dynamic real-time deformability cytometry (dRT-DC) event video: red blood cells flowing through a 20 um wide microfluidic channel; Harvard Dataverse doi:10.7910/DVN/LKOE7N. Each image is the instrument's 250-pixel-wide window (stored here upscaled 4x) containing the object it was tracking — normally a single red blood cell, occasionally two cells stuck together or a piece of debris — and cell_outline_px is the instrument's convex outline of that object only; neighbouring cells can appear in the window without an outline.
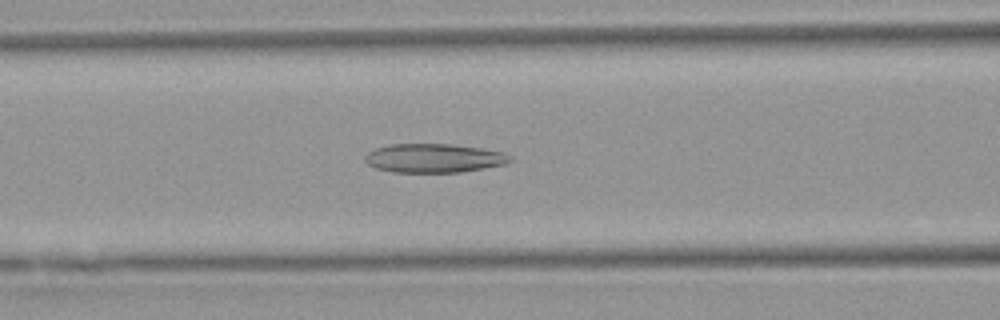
{"species": "Egyptian fruit bat (a non-hibernating species)", "species_latin": "Rousettus aegyptiacus", "temperature_condition": "warm", "stored_images_in_passage": 27, "camera_frame_rate_fps": 3000, "um_per_image_px": 0.085, "animal": {"sex": "female"}, "frame": {"image": 1, "passage_image": 8, "time_ms": 2.333, "image_size_px": [1000, 320], "cell_outline_px": [[512, 160], [504, 164], [460, 172], [392, 172], [376, 168], [368, 164], [364, 160], [364, 156], [368, 152], [376, 148], [392, 144], [452, 144], [480, 148], [504, 152], [512, 156]], "centroid_in_image_um": [36.87, 13.44], "position_along_channel_um": 129.7, "area_um2": 24.33}}
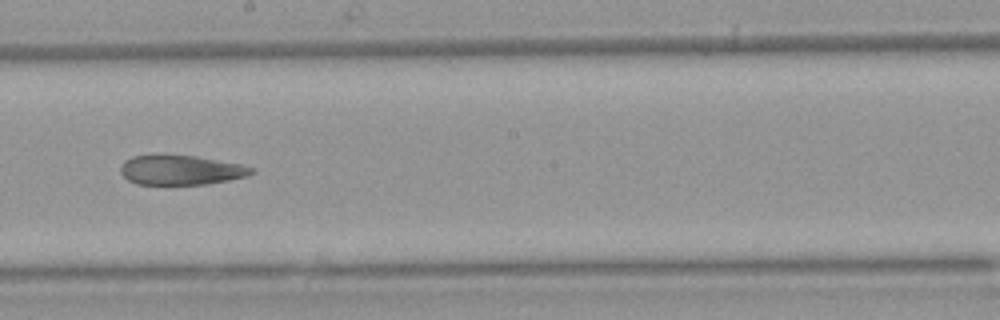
{"frame": {"image": 2, "passage_image": 16, "time_ms": 5.0, "image_size_px": [1000, 320], "cell_outline_px": [[256, 172], [248, 176], [228, 180], [204, 184], [136, 184], [128, 180], [120, 172], [120, 164], [124, 160], [132, 156], [196, 156], [244, 164], [256, 168]], "centroid_in_image_um": [15.43, 14.46], "position_along_channel_um": 232.8, "area_um2": 22.6}}
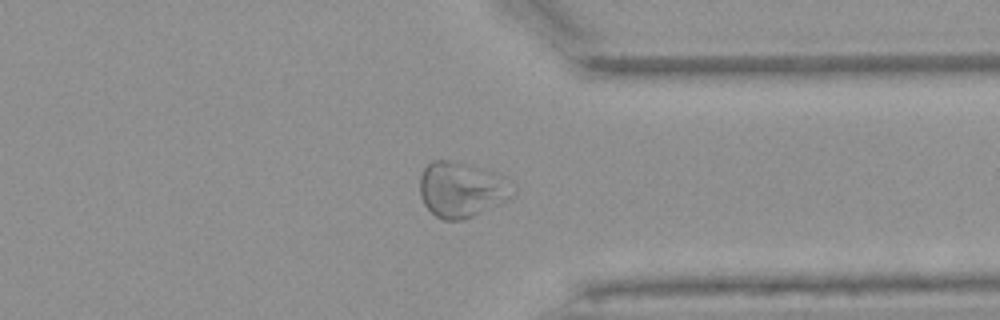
{"frame": {"image": 3, "passage_image": 27, "time_ms": 8.667, "image_size_px": [1000, 320], "cell_outline_px": [[516, 192], [508, 200], [472, 216], [460, 220], [444, 220], [436, 216], [424, 204], [420, 196], [420, 176], [424, 168], [432, 160], [448, 160], [488, 168], [504, 176]], "centroid_in_image_um": [39.25, 16.09], "position_along_channel_um": 372.2, "area_um2": 30.17}, "authors_computed_cell_mechanics": {"area_um2": 24.4494, "velocity_mm_per_s": 3.89, "shape_relaxation_time_tau1_ms": null, "shape_relaxation_time_tau2_ms": 2.5683, "deformation_change_tau1": null, "deformation_change_tau2": 0.1007}}